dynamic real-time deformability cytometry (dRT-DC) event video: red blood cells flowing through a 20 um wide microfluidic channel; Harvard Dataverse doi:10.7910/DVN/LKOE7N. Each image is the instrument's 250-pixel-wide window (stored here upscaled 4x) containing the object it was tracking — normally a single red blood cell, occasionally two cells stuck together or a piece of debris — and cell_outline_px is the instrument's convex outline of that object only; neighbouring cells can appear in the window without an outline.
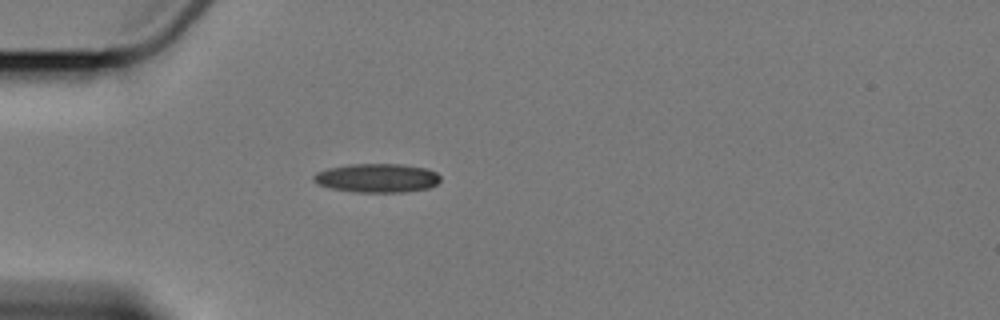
{"species": "Egyptian fruit bat (a non-hibernating species)", "species_latin": "Rousettus aegyptiacus", "temperature_condition": "cold", "stored_images_in_passage": 1, "camera_frame_rate_fps": 3000, "um_per_image_px": 0.085, "animal": {"sex": "female"}, "frame": {"image": 1, "passage_image": 1, "time_ms": 0.0, "image_size_px": [1000, 320], "cell_outline_px": [[440, 180], [436, 184], [428, 188], [404, 192], [356, 192], [332, 188], [316, 184], [312, 180], [312, 176], [316, 172], [328, 168], [348, 164], [404, 164], [428, 168], [436, 172], [440, 176]], "centroid_in_image_um": [32.04, 15.12], "position_along_channel_um": 53.0, "area_um2": 21.5}}